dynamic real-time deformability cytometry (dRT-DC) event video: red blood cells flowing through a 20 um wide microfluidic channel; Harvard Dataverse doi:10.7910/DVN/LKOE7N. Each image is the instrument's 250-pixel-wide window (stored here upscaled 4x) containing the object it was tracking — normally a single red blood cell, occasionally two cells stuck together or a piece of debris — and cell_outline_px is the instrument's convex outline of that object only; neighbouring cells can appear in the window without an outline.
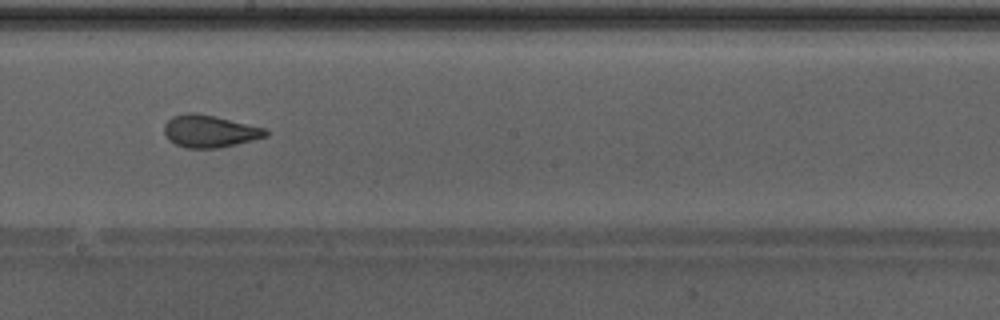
{"species": "Egyptian fruit bat (a non-hibernating species)", "species_latin": "Rousettus aegyptiacus", "temperature_condition": "warm", "stored_images_in_passage": 49, "camera_frame_rate_fps": 3000, "um_per_image_px": 0.085, "animal": {"sex": "male"}, "frame": {"image": 1, "passage_image": 28, "time_ms": 9.0, "image_size_px": [1000, 320], "cell_outline_px": [[268, 136], [236, 144], [216, 148], [184, 148], [168, 140], [164, 132], [164, 124], [172, 116], [188, 112], [192, 112], [212, 116], [268, 128]], "centroid_in_image_um": [17.81, 11.16], "position_along_channel_um": 230.4, "area_um2": 19.07}, "authors_computed_cell_mechanics": {"area_um2": 19.941, "velocity_mm_per_s": 4.3018, "shape_relaxation_time_tau1_ms": 6.5438, "shape_relaxation_time_tau2_ms": 0.9198, "deformation_change_tau1": 0.1777, "deformation_change_tau2": 0.0576}}